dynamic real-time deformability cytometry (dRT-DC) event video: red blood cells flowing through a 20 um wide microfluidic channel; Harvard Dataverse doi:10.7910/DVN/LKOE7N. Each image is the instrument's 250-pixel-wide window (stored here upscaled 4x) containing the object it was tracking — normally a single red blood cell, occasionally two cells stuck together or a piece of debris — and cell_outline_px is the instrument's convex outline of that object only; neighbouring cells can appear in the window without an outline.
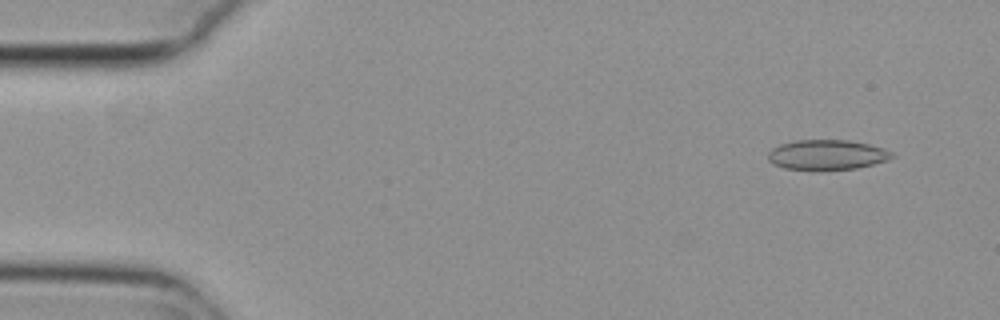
{"species": "common noctule bat (a hibernating species)", "species_latin": "Nyctalus noctula", "temperature_condition": "cold", "stored_images_in_passage": 9, "camera_frame_rate_fps": 3000, "um_per_image_px": 0.085, "animal": {"sex": "female", "body_mass_g": 29.2, "forearm_length_mm": 56.3}, "frame": {"image": 1, "passage_image": 4, "time_ms": 1.0, "image_size_px": [1000, 320], "cell_outline_px": [[896, 156], [888, 160], [856, 168], [784, 168], [772, 164], [768, 160], [768, 152], [772, 148], [780, 144], [796, 140], [848, 140], [868, 144], [884, 148], [892, 152]], "centroid_in_image_um": [70.3, 13.13], "position_along_channel_um": 14.7, "area_um2": 21.21}}